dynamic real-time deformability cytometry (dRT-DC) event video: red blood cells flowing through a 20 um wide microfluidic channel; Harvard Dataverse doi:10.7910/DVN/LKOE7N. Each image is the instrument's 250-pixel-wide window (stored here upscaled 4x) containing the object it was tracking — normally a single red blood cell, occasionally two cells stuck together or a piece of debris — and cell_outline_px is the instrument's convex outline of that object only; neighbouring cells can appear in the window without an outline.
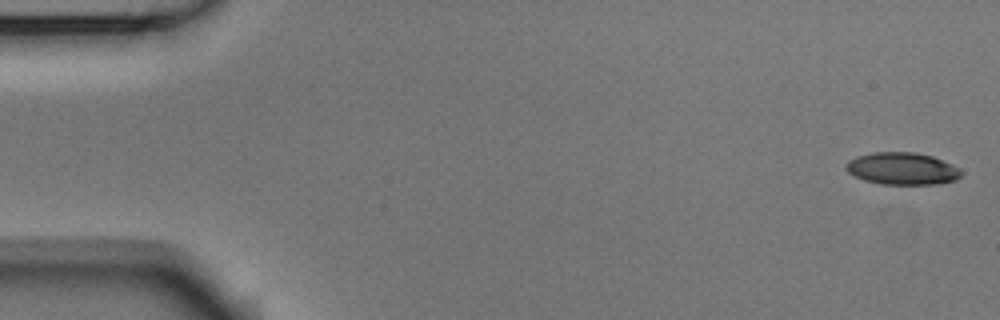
{"species": "Egyptian fruit bat (a non-hibernating species)", "species_latin": "Rousettus aegyptiacus", "temperature_condition": "room temperature", "stored_images_in_passage": 53, "camera_frame_rate_fps": 3000, "um_per_image_px": 0.085, "animal": {"sex": "male"}, "frame": {"image": 1, "passage_image": 1, "time_ms": 0.0, "image_size_px": [1000, 320], "cell_outline_px": [[964, 172], [956, 180], [936, 184], [880, 184], [864, 180], [848, 172], [844, 168], [844, 164], [848, 160], [856, 156], [872, 152], [916, 152], [932, 156], [952, 164], [960, 168]], "centroid_in_image_um": [76.68, 14.32], "position_along_channel_um": 8.3, "area_um2": 21.85}}
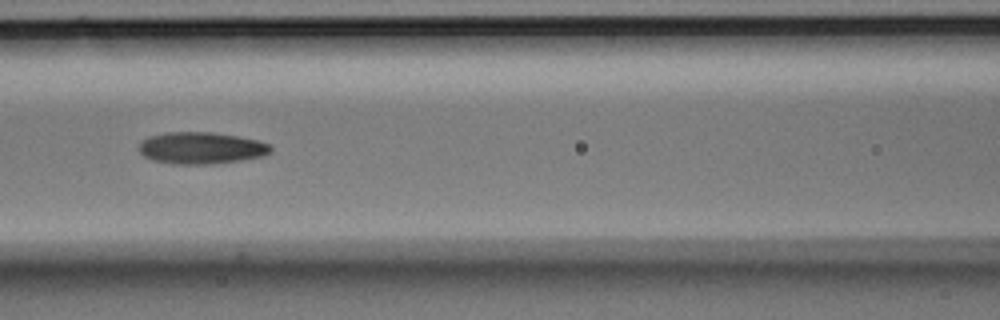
{"frame": {"image": 2, "passage_image": 23, "time_ms": 7.333, "image_size_px": [1000, 320], "cell_outline_px": [[272, 152], [264, 156], [240, 160], [212, 164], [172, 164], [152, 160], [144, 156], [136, 148], [140, 140], [148, 136], [168, 132], [212, 132], [236, 136], [256, 140], [268, 144], [272, 148]], "centroid_in_image_um": [17.04, 12.58], "position_along_channel_um": 149.6, "area_um2": 24.62}}
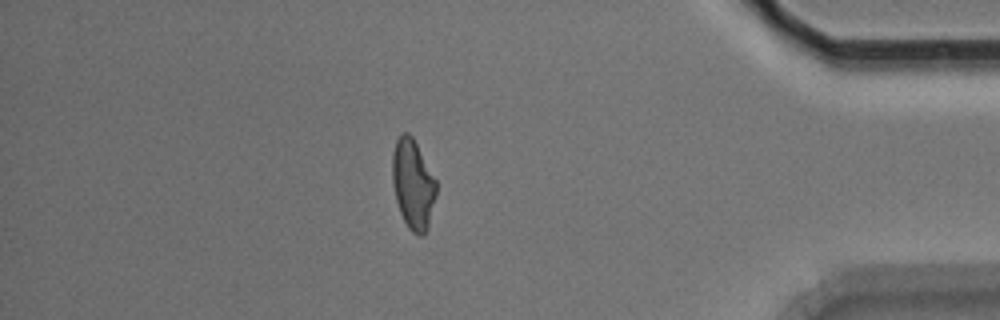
{"frame": {"image": 3, "passage_image": 46, "time_ms": 15.0, "image_size_px": [1000, 320], "cell_outline_px": [[436, 196], [428, 228], [424, 236], [416, 236], [408, 228], [400, 212], [396, 200], [392, 184], [392, 152], [396, 140], [400, 132], [408, 132], [412, 136], [436, 180]], "centroid_in_image_um": [35.09, 15.67], "position_along_channel_um": 400.1, "area_um2": 23.18}, "authors_computed_cell_mechanics": {"area_um2": 23.3512, "velocity_mm_per_s": 3.7605, "shape_relaxation_time_tau1_ms": 7.4097, "shape_relaxation_time_tau2_ms": 3.7167, "deformation_change_tau1": 0.2142, "deformation_change_tau2": 0.1123}}